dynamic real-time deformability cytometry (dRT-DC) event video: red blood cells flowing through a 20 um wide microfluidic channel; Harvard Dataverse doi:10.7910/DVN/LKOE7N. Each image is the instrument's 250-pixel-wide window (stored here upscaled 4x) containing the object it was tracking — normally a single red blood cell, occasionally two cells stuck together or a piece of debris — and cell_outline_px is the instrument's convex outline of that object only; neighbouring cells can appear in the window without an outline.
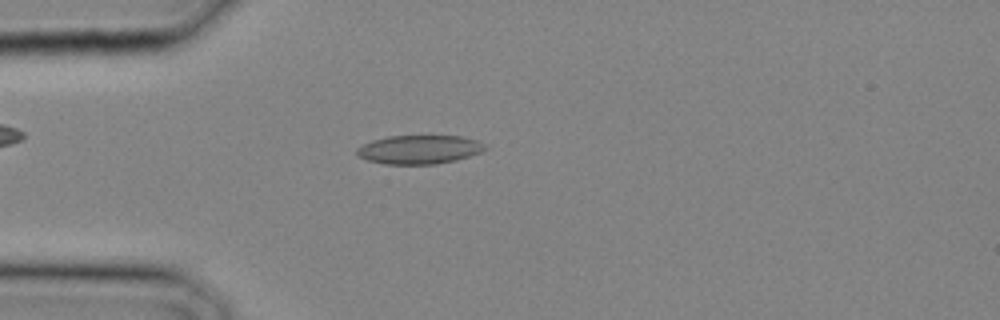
{"species": "common noctule bat (a hibernating species)", "species_latin": "Nyctalus noctula", "temperature_condition": "cold", "stored_images_in_passage": 28, "camera_frame_rate_fps": 3000, "um_per_image_px": 0.085, "animal": {"sex": "male", "body_mass_g": 20.4}, "frame": {"image": 1, "passage_image": 7, "time_ms": 2.0, "image_size_px": [1000, 320], "cell_outline_px": [[488, 148], [480, 152], [456, 160], [436, 164], [384, 164], [368, 160], [356, 156], [356, 148], [372, 140], [388, 136], [460, 136], [476, 140], [484, 144]], "centroid_in_image_um": [35.6, 12.71], "position_along_channel_um": 49.4, "area_um2": 21.44}}
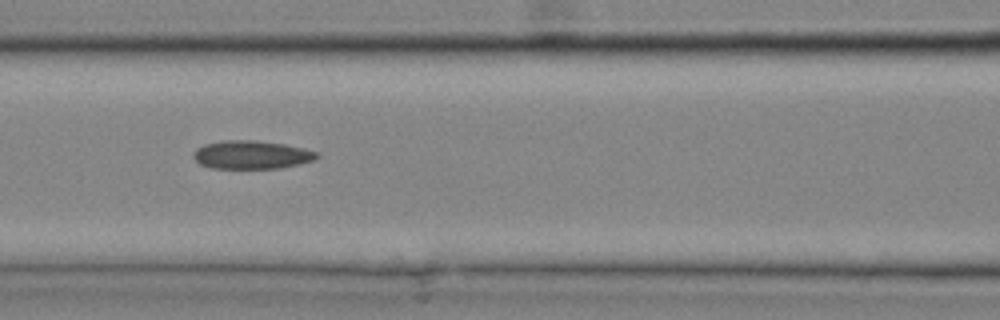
{"frame": {"image": 2, "passage_image": 12, "time_ms": 3.667, "image_size_px": [1000, 320], "cell_outline_px": [[320, 156], [312, 160], [300, 164], [280, 168], [212, 168], [200, 164], [192, 156], [192, 152], [196, 148], [204, 144], [224, 140], [256, 140], [284, 144], [316, 152]], "centroid_in_image_um": [21.33, 13.15], "position_along_channel_um": 145.3, "area_um2": 20.29}}
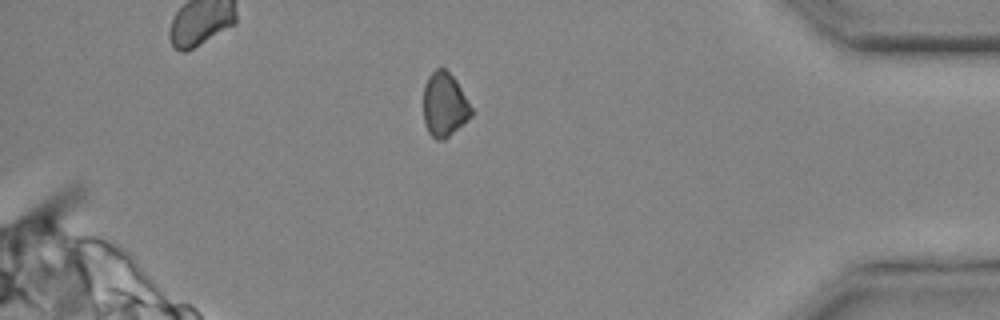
{"frame": {"image": 3, "passage_image": 25, "time_ms": 8.0, "image_size_px": [1000, 320], "cell_outline_px": [[472, 116], [444, 140], [436, 140], [428, 132], [424, 124], [424, 88], [428, 76], [436, 68], [444, 68], [456, 80], [472, 108]], "centroid_in_image_um": [37.77, 8.91], "position_along_channel_um": 397.4, "area_um2": 17.8}}